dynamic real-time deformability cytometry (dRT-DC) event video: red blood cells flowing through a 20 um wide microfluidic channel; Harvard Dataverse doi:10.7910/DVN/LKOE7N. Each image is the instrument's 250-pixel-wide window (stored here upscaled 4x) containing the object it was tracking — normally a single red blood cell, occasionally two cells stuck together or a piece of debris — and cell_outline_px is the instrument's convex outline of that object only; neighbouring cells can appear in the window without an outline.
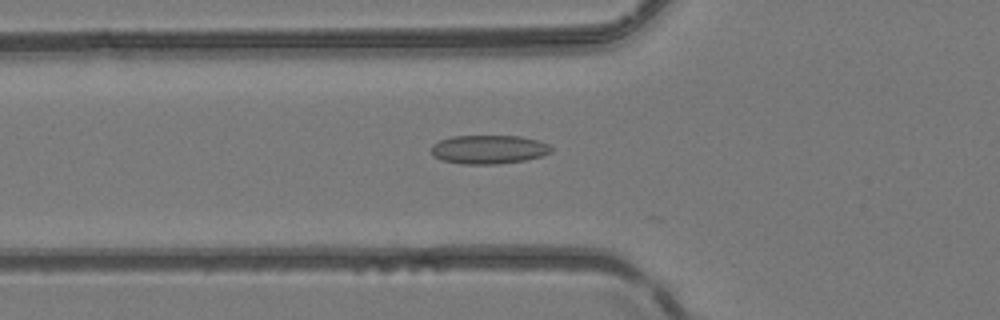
{"species": "common noctule bat (a hibernating species)", "species_latin": "Nyctalus noctula", "temperature_condition": "room temperature", "stored_images_in_passage": 18, "camera_frame_rate_fps": 3000, "um_per_image_px": 0.085, "animal": {"sex": "female", "body_mass_g": 24.6, "forearm_length_mm": 56.2}, "frame": {"image": 1, "passage_image": 12, "time_ms": 3.667, "image_size_px": [1000, 320], "cell_outline_px": [[552, 152], [544, 156], [524, 160], [496, 164], [460, 164], [444, 160], [432, 156], [428, 148], [432, 144], [440, 140], [452, 136], [520, 136], [540, 140], [548, 144], [552, 148]], "centroid_in_image_um": [41.53, 12.7], "position_along_channel_um": 84.3, "area_um2": 20.4}}
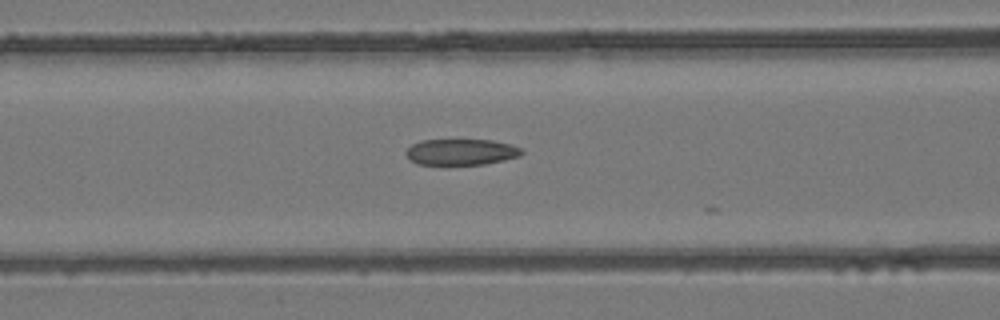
{"frame": {"image": 2, "passage_image": 15, "time_ms": 4.667, "image_size_px": [1000, 320], "cell_outline_px": [[524, 152], [520, 156], [504, 160], [484, 164], [416, 164], [408, 160], [404, 152], [412, 144], [420, 140], [492, 140], [512, 144], [520, 148]], "centroid_in_image_um": [39.17, 12.91], "position_along_channel_um": 127.4, "area_um2": 17.69}}